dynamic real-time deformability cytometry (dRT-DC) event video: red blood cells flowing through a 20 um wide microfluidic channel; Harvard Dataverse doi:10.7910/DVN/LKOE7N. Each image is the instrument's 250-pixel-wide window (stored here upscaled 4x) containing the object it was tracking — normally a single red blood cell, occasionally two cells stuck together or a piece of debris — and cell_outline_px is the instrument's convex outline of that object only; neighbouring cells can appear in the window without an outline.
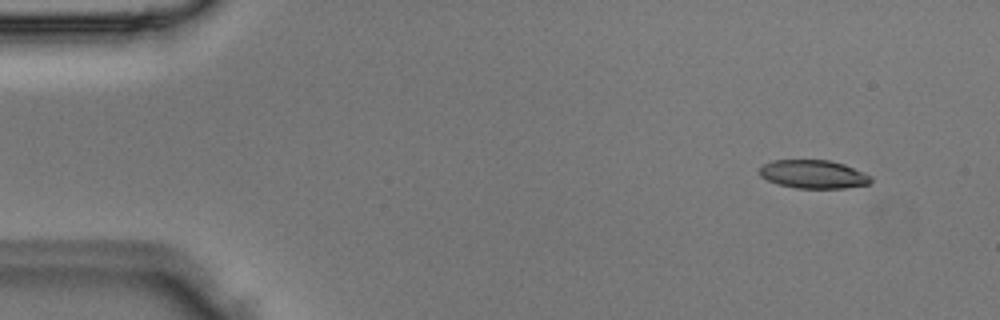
{"species": "Egyptian fruit bat (a non-hibernating species)", "species_latin": "Rousettus aegyptiacus", "temperature_condition": "room temperature", "stored_images_in_passage": 4, "camera_frame_rate_fps": 3000, "um_per_image_px": 0.085, "animal": {"sex": "male"}, "frame": {"image": 1, "passage_image": 1, "time_ms": 0.0, "image_size_px": [1000, 320], "cell_outline_px": [[872, 180], [868, 184], [844, 188], [796, 188], [780, 184], [768, 180], [760, 176], [760, 168], [764, 164], [772, 160], [828, 160], [844, 164], [872, 176]], "centroid_in_image_um": [69.15, 14.81], "position_along_channel_um": 15.9, "area_um2": 18.26}}